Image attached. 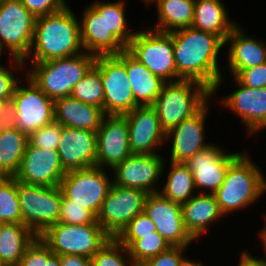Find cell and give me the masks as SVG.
<instances>
[{
    "label": "cell",
    "mask_w": 266,
    "mask_h": 266,
    "mask_svg": "<svg viewBox=\"0 0 266 266\" xmlns=\"http://www.w3.org/2000/svg\"><path fill=\"white\" fill-rule=\"evenodd\" d=\"M45 243L37 238L27 247L18 266H44Z\"/></svg>",
    "instance_id": "45"
},
{
    "label": "cell",
    "mask_w": 266,
    "mask_h": 266,
    "mask_svg": "<svg viewBox=\"0 0 266 266\" xmlns=\"http://www.w3.org/2000/svg\"><path fill=\"white\" fill-rule=\"evenodd\" d=\"M142 1H143V3H145V4H148V2L151 1V0H142Z\"/></svg>",
    "instance_id": "53"
},
{
    "label": "cell",
    "mask_w": 266,
    "mask_h": 266,
    "mask_svg": "<svg viewBox=\"0 0 266 266\" xmlns=\"http://www.w3.org/2000/svg\"><path fill=\"white\" fill-rule=\"evenodd\" d=\"M167 173V181L159 193L179 204L187 202L195 194V185L192 172L184 163L171 162Z\"/></svg>",
    "instance_id": "32"
},
{
    "label": "cell",
    "mask_w": 266,
    "mask_h": 266,
    "mask_svg": "<svg viewBox=\"0 0 266 266\" xmlns=\"http://www.w3.org/2000/svg\"><path fill=\"white\" fill-rule=\"evenodd\" d=\"M233 77L240 84L250 88L266 87V62L252 68L239 70Z\"/></svg>",
    "instance_id": "43"
},
{
    "label": "cell",
    "mask_w": 266,
    "mask_h": 266,
    "mask_svg": "<svg viewBox=\"0 0 266 266\" xmlns=\"http://www.w3.org/2000/svg\"><path fill=\"white\" fill-rule=\"evenodd\" d=\"M37 236L24 224L1 223L0 261L3 266H18L27 247Z\"/></svg>",
    "instance_id": "30"
},
{
    "label": "cell",
    "mask_w": 266,
    "mask_h": 266,
    "mask_svg": "<svg viewBox=\"0 0 266 266\" xmlns=\"http://www.w3.org/2000/svg\"><path fill=\"white\" fill-rule=\"evenodd\" d=\"M124 65L135 102L139 106L152 105L165 81L152 74L142 63L124 50Z\"/></svg>",
    "instance_id": "28"
},
{
    "label": "cell",
    "mask_w": 266,
    "mask_h": 266,
    "mask_svg": "<svg viewBox=\"0 0 266 266\" xmlns=\"http://www.w3.org/2000/svg\"><path fill=\"white\" fill-rule=\"evenodd\" d=\"M44 266H60V255L54 254L46 244Z\"/></svg>",
    "instance_id": "49"
},
{
    "label": "cell",
    "mask_w": 266,
    "mask_h": 266,
    "mask_svg": "<svg viewBox=\"0 0 266 266\" xmlns=\"http://www.w3.org/2000/svg\"><path fill=\"white\" fill-rule=\"evenodd\" d=\"M171 247L166 240L158 233L155 235H141V239H136L127 249L129 256L135 266L157 256Z\"/></svg>",
    "instance_id": "36"
},
{
    "label": "cell",
    "mask_w": 266,
    "mask_h": 266,
    "mask_svg": "<svg viewBox=\"0 0 266 266\" xmlns=\"http://www.w3.org/2000/svg\"><path fill=\"white\" fill-rule=\"evenodd\" d=\"M156 4L157 24L150 29L170 33L192 25L195 0H151Z\"/></svg>",
    "instance_id": "29"
},
{
    "label": "cell",
    "mask_w": 266,
    "mask_h": 266,
    "mask_svg": "<svg viewBox=\"0 0 266 266\" xmlns=\"http://www.w3.org/2000/svg\"><path fill=\"white\" fill-rule=\"evenodd\" d=\"M248 153H240L229 165L222 185L214 193L224 216L248 208L266 192V177Z\"/></svg>",
    "instance_id": "3"
},
{
    "label": "cell",
    "mask_w": 266,
    "mask_h": 266,
    "mask_svg": "<svg viewBox=\"0 0 266 266\" xmlns=\"http://www.w3.org/2000/svg\"><path fill=\"white\" fill-rule=\"evenodd\" d=\"M96 55L83 52L74 56L31 63L27 75L49 98L70 96L74 86L94 66Z\"/></svg>",
    "instance_id": "4"
},
{
    "label": "cell",
    "mask_w": 266,
    "mask_h": 266,
    "mask_svg": "<svg viewBox=\"0 0 266 266\" xmlns=\"http://www.w3.org/2000/svg\"><path fill=\"white\" fill-rule=\"evenodd\" d=\"M126 50L165 82L177 81L173 38L150 28L137 30Z\"/></svg>",
    "instance_id": "6"
},
{
    "label": "cell",
    "mask_w": 266,
    "mask_h": 266,
    "mask_svg": "<svg viewBox=\"0 0 266 266\" xmlns=\"http://www.w3.org/2000/svg\"><path fill=\"white\" fill-rule=\"evenodd\" d=\"M25 78L26 86L20 85L21 78L11 99L16 106L17 128L29 136L33 131L54 121V100L38 88L28 76Z\"/></svg>",
    "instance_id": "13"
},
{
    "label": "cell",
    "mask_w": 266,
    "mask_h": 266,
    "mask_svg": "<svg viewBox=\"0 0 266 266\" xmlns=\"http://www.w3.org/2000/svg\"><path fill=\"white\" fill-rule=\"evenodd\" d=\"M36 20L21 0H0V45L12 59L24 60L28 56Z\"/></svg>",
    "instance_id": "9"
},
{
    "label": "cell",
    "mask_w": 266,
    "mask_h": 266,
    "mask_svg": "<svg viewBox=\"0 0 266 266\" xmlns=\"http://www.w3.org/2000/svg\"><path fill=\"white\" fill-rule=\"evenodd\" d=\"M112 183L105 169L93 166L66 172L59 187L66 199L96 217Z\"/></svg>",
    "instance_id": "11"
},
{
    "label": "cell",
    "mask_w": 266,
    "mask_h": 266,
    "mask_svg": "<svg viewBox=\"0 0 266 266\" xmlns=\"http://www.w3.org/2000/svg\"><path fill=\"white\" fill-rule=\"evenodd\" d=\"M126 2L117 0L114 2L94 1L90 5L97 12H106L108 32H112L126 47L134 37L136 31L130 30L126 19Z\"/></svg>",
    "instance_id": "33"
},
{
    "label": "cell",
    "mask_w": 266,
    "mask_h": 266,
    "mask_svg": "<svg viewBox=\"0 0 266 266\" xmlns=\"http://www.w3.org/2000/svg\"><path fill=\"white\" fill-rule=\"evenodd\" d=\"M156 225L144 213L136 215L120 232L116 239L128 248L136 239H141V235H155Z\"/></svg>",
    "instance_id": "38"
},
{
    "label": "cell",
    "mask_w": 266,
    "mask_h": 266,
    "mask_svg": "<svg viewBox=\"0 0 266 266\" xmlns=\"http://www.w3.org/2000/svg\"><path fill=\"white\" fill-rule=\"evenodd\" d=\"M225 151L221 146L211 144L184 162L192 172L198 193L214 194L224 182L230 163L241 153Z\"/></svg>",
    "instance_id": "15"
},
{
    "label": "cell",
    "mask_w": 266,
    "mask_h": 266,
    "mask_svg": "<svg viewBox=\"0 0 266 266\" xmlns=\"http://www.w3.org/2000/svg\"><path fill=\"white\" fill-rule=\"evenodd\" d=\"M60 266H92V259L83 255H61Z\"/></svg>",
    "instance_id": "47"
},
{
    "label": "cell",
    "mask_w": 266,
    "mask_h": 266,
    "mask_svg": "<svg viewBox=\"0 0 266 266\" xmlns=\"http://www.w3.org/2000/svg\"><path fill=\"white\" fill-rule=\"evenodd\" d=\"M57 151L65 172L96 166V132L63 126Z\"/></svg>",
    "instance_id": "22"
},
{
    "label": "cell",
    "mask_w": 266,
    "mask_h": 266,
    "mask_svg": "<svg viewBox=\"0 0 266 266\" xmlns=\"http://www.w3.org/2000/svg\"><path fill=\"white\" fill-rule=\"evenodd\" d=\"M69 5L59 12L39 16L36 20L33 43L26 63L45 62L85 52L81 42L80 19Z\"/></svg>",
    "instance_id": "2"
},
{
    "label": "cell",
    "mask_w": 266,
    "mask_h": 266,
    "mask_svg": "<svg viewBox=\"0 0 266 266\" xmlns=\"http://www.w3.org/2000/svg\"><path fill=\"white\" fill-rule=\"evenodd\" d=\"M165 160L160 154H131L113 170V184L158 193V180L164 172Z\"/></svg>",
    "instance_id": "14"
},
{
    "label": "cell",
    "mask_w": 266,
    "mask_h": 266,
    "mask_svg": "<svg viewBox=\"0 0 266 266\" xmlns=\"http://www.w3.org/2000/svg\"><path fill=\"white\" fill-rule=\"evenodd\" d=\"M264 221L266 222V214H264ZM258 235L260 236V239L263 243V247L265 248V256H266V223L265 226L263 227V229L260 230V233H258ZM260 260H262L265 264H266V259L265 258H259Z\"/></svg>",
    "instance_id": "50"
},
{
    "label": "cell",
    "mask_w": 266,
    "mask_h": 266,
    "mask_svg": "<svg viewBox=\"0 0 266 266\" xmlns=\"http://www.w3.org/2000/svg\"><path fill=\"white\" fill-rule=\"evenodd\" d=\"M4 49L1 47L0 45V57L3 56L2 54H4L5 52L3 51ZM3 64H0V66H2Z\"/></svg>",
    "instance_id": "52"
},
{
    "label": "cell",
    "mask_w": 266,
    "mask_h": 266,
    "mask_svg": "<svg viewBox=\"0 0 266 266\" xmlns=\"http://www.w3.org/2000/svg\"><path fill=\"white\" fill-rule=\"evenodd\" d=\"M28 135L18 128L0 132V177H14L20 167Z\"/></svg>",
    "instance_id": "31"
},
{
    "label": "cell",
    "mask_w": 266,
    "mask_h": 266,
    "mask_svg": "<svg viewBox=\"0 0 266 266\" xmlns=\"http://www.w3.org/2000/svg\"><path fill=\"white\" fill-rule=\"evenodd\" d=\"M92 266H135L128 249L116 238H111L91 258Z\"/></svg>",
    "instance_id": "37"
},
{
    "label": "cell",
    "mask_w": 266,
    "mask_h": 266,
    "mask_svg": "<svg viewBox=\"0 0 266 266\" xmlns=\"http://www.w3.org/2000/svg\"><path fill=\"white\" fill-rule=\"evenodd\" d=\"M0 223L22 224L17 180L14 177H0Z\"/></svg>",
    "instance_id": "35"
},
{
    "label": "cell",
    "mask_w": 266,
    "mask_h": 266,
    "mask_svg": "<svg viewBox=\"0 0 266 266\" xmlns=\"http://www.w3.org/2000/svg\"><path fill=\"white\" fill-rule=\"evenodd\" d=\"M39 237L54 254L83 255L89 258L111 239L99 224L57 223Z\"/></svg>",
    "instance_id": "8"
},
{
    "label": "cell",
    "mask_w": 266,
    "mask_h": 266,
    "mask_svg": "<svg viewBox=\"0 0 266 266\" xmlns=\"http://www.w3.org/2000/svg\"><path fill=\"white\" fill-rule=\"evenodd\" d=\"M188 247L171 246L166 251L150 258L138 266H185L190 260L185 258Z\"/></svg>",
    "instance_id": "42"
},
{
    "label": "cell",
    "mask_w": 266,
    "mask_h": 266,
    "mask_svg": "<svg viewBox=\"0 0 266 266\" xmlns=\"http://www.w3.org/2000/svg\"><path fill=\"white\" fill-rule=\"evenodd\" d=\"M146 196L142 190L112 183L96 221L111 238H116L136 215L143 212Z\"/></svg>",
    "instance_id": "12"
},
{
    "label": "cell",
    "mask_w": 266,
    "mask_h": 266,
    "mask_svg": "<svg viewBox=\"0 0 266 266\" xmlns=\"http://www.w3.org/2000/svg\"><path fill=\"white\" fill-rule=\"evenodd\" d=\"M58 223L72 225L98 224L96 217L89 210L74 204L63 195Z\"/></svg>",
    "instance_id": "39"
},
{
    "label": "cell",
    "mask_w": 266,
    "mask_h": 266,
    "mask_svg": "<svg viewBox=\"0 0 266 266\" xmlns=\"http://www.w3.org/2000/svg\"><path fill=\"white\" fill-rule=\"evenodd\" d=\"M85 8L79 20L84 51L98 56L126 50L127 47L112 32H108L106 12H97L91 5Z\"/></svg>",
    "instance_id": "23"
},
{
    "label": "cell",
    "mask_w": 266,
    "mask_h": 266,
    "mask_svg": "<svg viewBox=\"0 0 266 266\" xmlns=\"http://www.w3.org/2000/svg\"><path fill=\"white\" fill-rule=\"evenodd\" d=\"M22 224L36 236L58 223L62 192L59 186L30 185L17 181Z\"/></svg>",
    "instance_id": "7"
},
{
    "label": "cell",
    "mask_w": 266,
    "mask_h": 266,
    "mask_svg": "<svg viewBox=\"0 0 266 266\" xmlns=\"http://www.w3.org/2000/svg\"><path fill=\"white\" fill-rule=\"evenodd\" d=\"M63 126L53 121L43 127L39 128L38 130L33 131L28 136V141L33 146H38L43 149H58L60 136L62 133Z\"/></svg>",
    "instance_id": "40"
},
{
    "label": "cell",
    "mask_w": 266,
    "mask_h": 266,
    "mask_svg": "<svg viewBox=\"0 0 266 266\" xmlns=\"http://www.w3.org/2000/svg\"><path fill=\"white\" fill-rule=\"evenodd\" d=\"M233 79L239 88L225 96L221 103L241 118L251 137L266 128V87L254 89Z\"/></svg>",
    "instance_id": "21"
},
{
    "label": "cell",
    "mask_w": 266,
    "mask_h": 266,
    "mask_svg": "<svg viewBox=\"0 0 266 266\" xmlns=\"http://www.w3.org/2000/svg\"><path fill=\"white\" fill-rule=\"evenodd\" d=\"M128 122L129 147L132 154H159L155 152L166 143L155 109L151 105L137 106L123 115Z\"/></svg>",
    "instance_id": "19"
},
{
    "label": "cell",
    "mask_w": 266,
    "mask_h": 266,
    "mask_svg": "<svg viewBox=\"0 0 266 266\" xmlns=\"http://www.w3.org/2000/svg\"><path fill=\"white\" fill-rule=\"evenodd\" d=\"M96 166L114 169L129 157L128 122L123 115H105L96 132Z\"/></svg>",
    "instance_id": "18"
},
{
    "label": "cell",
    "mask_w": 266,
    "mask_h": 266,
    "mask_svg": "<svg viewBox=\"0 0 266 266\" xmlns=\"http://www.w3.org/2000/svg\"><path fill=\"white\" fill-rule=\"evenodd\" d=\"M21 2L36 17L59 12L68 5L66 0H21Z\"/></svg>",
    "instance_id": "44"
},
{
    "label": "cell",
    "mask_w": 266,
    "mask_h": 266,
    "mask_svg": "<svg viewBox=\"0 0 266 266\" xmlns=\"http://www.w3.org/2000/svg\"><path fill=\"white\" fill-rule=\"evenodd\" d=\"M65 174L57 150L33 146L28 141L14 178L25 184L55 187Z\"/></svg>",
    "instance_id": "17"
},
{
    "label": "cell",
    "mask_w": 266,
    "mask_h": 266,
    "mask_svg": "<svg viewBox=\"0 0 266 266\" xmlns=\"http://www.w3.org/2000/svg\"><path fill=\"white\" fill-rule=\"evenodd\" d=\"M25 63L23 60L13 58V64H11V69L7 68V66L2 65L0 66V102H4L10 100L13 96L14 89L16 84L20 80L19 77H15L17 73L22 72L25 67ZM20 69V70H19Z\"/></svg>",
    "instance_id": "41"
},
{
    "label": "cell",
    "mask_w": 266,
    "mask_h": 266,
    "mask_svg": "<svg viewBox=\"0 0 266 266\" xmlns=\"http://www.w3.org/2000/svg\"><path fill=\"white\" fill-rule=\"evenodd\" d=\"M181 208L184 226L195 241L209 231L211 224L224 217L214 194L195 193Z\"/></svg>",
    "instance_id": "26"
},
{
    "label": "cell",
    "mask_w": 266,
    "mask_h": 266,
    "mask_svg": "<svg viewBox=\"0 0 266 266\" xmlns=\"http://www.w3.org/2000/svg\"><path fill=\"white\" fill-rule=\"evenodd\" d=\"M178 80H193L212 92L224 83L218 55L225 42L217 35L193 27L170 32ZM223 81V82H222Z\"/></svg>",
    "instance_id": "1"
},
{
    "label": "cell",
    "mask_w": 266,
    "mask_h": 266,
    "mask_svg": "<svg viewBox=\"0 0 266 266\" xmlns=\"http://www.w3.org/2000/svg\"><path fill=\"white\" fill-rule=\"evenodd\" d=\"M185 266H204L201 262H196L193 260H189Z\"/></svg>",
    "instance_id": "51"
},
{
    "label": "cell",
    "mask_w": 266,
    "mask_h": 266,
    "mask_svg": "<svg viewBox=\"0 0 266 266\" xmlns=\"http://www.w3.org/2000/svg\"><path fill=\"white\" fill-rule=\"evenodd\" d=\"M143 212L170 246L188 247L195 241L184 226L181 204L172 202L159 192L150 193L145 198Z\"/></svg>",
    "instance_id": "16"
},
{
    "label": "cell",
    "mask_w": 266,
    "mask_h": 266,
    "mask_svg": "<svg viewBox=\"0 0 266 266\" xmlns=\"http://www.w3.org/2000/svg\"><path fill=\"white\" fill-rule=\"evenodd\" d=\"M104 116L102 108L71 96L54 100V121L65 127L97 132Z\"/></svg>",
    "instance_id": "25"
},
{
    "label": "cell",
    "mask_w": 266,
    "mask_h": 266,
    "mask_svg": "<svg viewBox=\"0 0 266 266\" xmlns=\"http://www.w3.org/2000/svg\"><path fill=\"white\" fill-rule=\"evenodd\" d=\"M222 0H195L191 27L213 33L224 42L239 24L231 21Z\"/></svg>",
    "instance_id": "27"
},
{
    "label": "cell",
    "mask_w": 266,
    "mask_h": 266,
    "mask_svg": "<svg viewBox=\"0 0 266 266\" xmlns=\"http://www.w3.org/2000/svg\"><path fill=\"white\" fill-rule=\"evenodd\" d=\"M208 102L192 117L183 120L166 133L167 143L172 140L170 161L184 163L211 142H205V122L209 111ZM169 140V141H168Z\"/></svg>",
    "instance_id": "20"
},
{
    "label": "cell",
    "mask_w": 266,
    "mask_h": 266,
    "mask_svg": "<svg viewBox=\"0 0 266 266\" xmlns=\"http://www.w3.org/2000/svg\"><path fill=\"white\" fill-rule=\"evenodd\" d=\"M212 97V92L193 80L165 82L158 97L151 105L162 129L167 133L183 120L192 117Z\"/></svg>",
    "instance_id": "5"
},
{
    "label": "cell",
    "mask_w": 266,
    "mask_h": 266,
    "mask_svg": "<svg viewBox=\"0 0 266 266\" xmlns=\"http://www.w3.org/2000/svg\"><path fill=\"white\" fill-rule=\"evenodd\" d=\"M240 254V260L237 266H266L262 260L254 257L248 250H244Z\"/></svg>",
    "instance_id": "48"
},
{
    "label": "cell",
    "mask_w": 266,
    "mask_h": 266,
    "mask_svg": "<svg viewBox=\"0 0 266 266\" xmlns=\"http://www.w3.org/2000/svg\"><path fill=\"white\" fill-rule=\"evenodd\" d=\"M71 97L103 109L104 88L100 70L94 65L89 72L74 86Z\"/></svg>",
    "instance_id": "34"
},
{
    "label": "cell",
    "mask_w": 266,
    "mask_h": 266,
    "mask_svg": "<svg viewBox=\"0 0 266 266\" xmlns=\"http://www.w3.org/2000/svg\"><path fill=\"white\" fill-rule=\"evenodd\" d=\"M16 106L12 99L0 104V128L3 130L17 128Z\"/></svg>",
    "instance_id": "46"
},
{
    "label": "cell",
    "mask_w": 266,
    "mask_h": 266,
    "mask_svg": "<svg viewBox=\"0 0 266 266\" xmlns=\"http://www.w3.org/2000/svg\"><path fill=\"white\" fill-rule=\"evenodd\" d=\"M94 65L100 70L104 88L105 115H124L139 106L134 100L124 65V51L98 55Z\"/></svg>",
    "instance_id": "10"
},
{
    "label": "cell",
    "mask_w": 266,
    "mask_h": 266,
    "mask_svg": "<svg viewBox=\"0 0 266 266\" xmlns=\"http://www.w3.org/2000/svg\"><path fill=\"white\" fill-rule=\"evenodd\" d=\"M231 42V43H230ZM228 68L232 76L239 70L252 68L266 62V42L250 37L238 24L227 36Z\"/></svg>",
    "instance_id": "24"
}]
</instances>
